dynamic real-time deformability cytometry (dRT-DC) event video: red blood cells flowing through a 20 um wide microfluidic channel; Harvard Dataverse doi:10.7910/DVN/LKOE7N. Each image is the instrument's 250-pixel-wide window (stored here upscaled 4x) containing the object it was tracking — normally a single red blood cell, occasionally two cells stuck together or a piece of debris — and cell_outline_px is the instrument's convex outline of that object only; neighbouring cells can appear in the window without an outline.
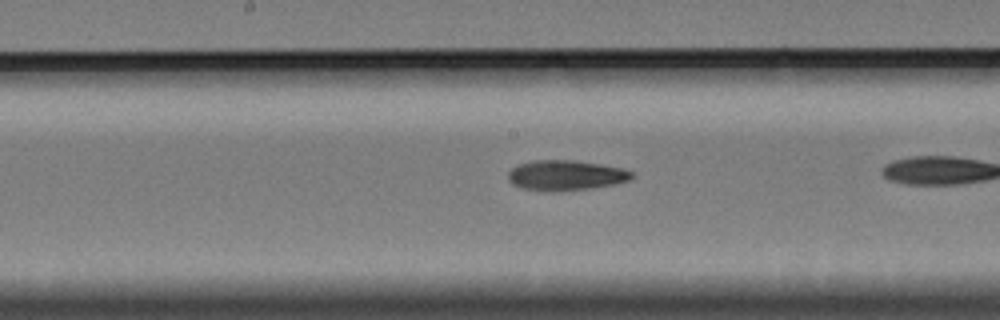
{"species": "Egyptian fruit bat (a non-hibernating species)", "species_latin": "Rousettus aegyptiacus", "temperature_condition": "cold", "stored_images_in_passage": 22, "camera_frame_rate_fps": 3000, "um_per_image_px": 0.085, "animal": {"sex": "female"}, "frame": {"image": 1, "passage_image": 7, "time_ms": 2.0, "image_size_px": [1000, 320], "cell_outline_px": [[636, 176], [628, 180], [612, 184], [592, 188], [524, 188], [512, 184], [508, 180], [508, 172], [516, 164], [532, 160], [572, 160], [600, 164], [620, 168], [632, 172]], "centroid_in_image_um": [48.08, 14.84], "position_along_channel_um": 200.1, "area_um2": 20.75}}